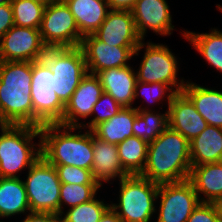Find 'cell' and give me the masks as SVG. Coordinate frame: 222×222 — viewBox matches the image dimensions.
<instances>
[{
    "label": "cell",
    "instance_id": "3957f363",
    "mask_svg": "<svg viewBox=\"0 0 222 222\" xmlns=\"http://www.w3.org/2000/svg\"><path fill=\"white\" fill-rule=\"evenodd\" d=\"M41 154L51 165H72L92 170V131L83 127L45 124L40 128Z\"/></svg>",
    "mask_w": 222,
    "mask_h": 222
},
{
    "label": "cell",
    "instance_id": "9a60e30c",
    "mask_svg": "<svg viewBox=\"0 0 222 222\" xmlns=\"http://www.w3.org/2000/svg\"><path fill=\"white\" fill-rule=\"evenodd\" d=\"M103 88L96 74L87 73L65 105L62 120L67 127H83L91 118L94 104L99 100Z\"/></svg>",
    "mask_w": 222,
    "mask_h": 222
},
{
    "label": "cell",
    "instance_id": "e0dca14e",
    "mask_svg": "<svg viewBox=\"0 0 222 222\" xmlns=\"http://www.w3.org/2000/svg\"><path fill=\"white\" fill-rule=\"evenodd\" d=\"M92 144V177L102 189H107L108 185L111 189V184L129 175L122 167L117 145L98 139L94 136L93 132Z\"/></svg>",
    "mask_w": 222,
    "mask_h": 222
},
{
    "label": "cell",
    "instance_id": "b9f144b4",
    "mask_svg": "<svg viewBox=\"0 0 222 222\" xmlns=\"http://www.w3.org/2000/svg\"><path fill=\"white\" fill-rule=\"evenodd\" d=\"M215 8H216V10L217 11H219L220 13H222V3H220V4H216V6H215Z\"/></svg>",
    "mask_w": 222,
    "mask_h": 222
},
{
    "label": "cell",
    "instance_id": "74e56055",
    "mask_svg": "<svg viewBox=\"0 0 222 222\" xmlns=\"http://www.w3.org/2000/svg\"><path fill=\"white\" fill-rule=\"evenodd\" d=\"M111 10L131 11L137 0H106Z\"/></svg>",
    "mask_w": 222,
    "mask_h": 222
},
{
    "label": "cell",
    "instance_id": "ffe728a7",
    "mask_svg": "<svg viewBox=\"0 0 222 222\" xmlns=\"http://www.w3.org/2000/svg\"><path fill=\"white\" fill-rule=\"evenodd\" d=\"M218 27H211L209 31L196 32L189 31L187 28L180 27L179 30L180 38L184 39L185 42L197 52L201 59L205 61L212 72L219 73L222 76V29ZM212 68V69H211Z\"/></svg>",
    "mask_w": 222,
    "mask_h": 222
},
{
    "label": "cell",
    "instance_id": "7a4b0ae2",
    "mask_svg": "<svg viewBox=\"0 0 222 222\" xmlns=\"http://www.w3.org/2000/svg\"><path fill=\"white\" fill-rule=\"evenodd\" d=\"M32 62L0 61V123L34 126Z\"/></svg>",
    "mask_w": 222,
    "mask_h": 222
},
{
    "label": "cell",
    "instance_id": "484cf974",
    "mask_svg": "<svg viewBox=\"0 0 222 222\" xmlns=\"http://www.w3.org/2000/svg\"><path fill=\"white\" fill-rule=\"evenodd\" d=\"M138 110L135 107H122L121 110L106 122L98 124L93 134L98 139L118 145L133 135V122Z\"/></svg>",
    "mask_w": 222,
    "mask_h": 222
},
{
    "label": "cell",
    "instance_id": "83f0119b",
    "mask_svg": "<svg viewBox=\"0 0 222 222\" xmlns=\"http://www.w3.org/2000/svg\"><path fill=\"white\" fill-rule=\"evenodd\" d=\"M168 109L138 110L133 122V135L147 141H154L167 127Z\"/></svg>",
    "mask_w": 222,
    "mask_h": 222
},
{
    "label": "cell",
    "instance_id": "d6a6232c",
    "mask_svg": "<svg viewBox=\"0 0 222 222\" xmlns=\"http://www.w3.org/2000/svg\"><path fill=\"white\" fill-rule=\"evenodd\" d=\"M121 106L110 94L103 92L99 100L94 104L90 120L83 126L92 131L98 124L106 122L120 110Z\"/></svg>",
    "mask_w": 222,
    "mask_h": 222
},
{
    "label": "cell",
    "instance_id": "603a6c76",
    "mask_svg": "<svg viewBox=\"0 0 222 222\" xmlns=\"http://www.w3.org/2000/svg\"><path fill=\"white\" fill-rule=\"evenodd\" d=\"M189 180L201 202L215 203L222 198V162L192 166Z\"/></svg>",
    "mask_w": 222,
    "mask_h": 222
},
{
    "label": "cell",
    "instance_id": "d590c367",
    "mask_svg": "<svg viewBox=\"0 0 222 222\" xmlns=\"http://www.w3.org/2000/svg\"><path fill=\"white\" fill-rule=\"evenodd\" d=\"M14 25V17L11 4L8 3L0 5V38Z\"/></svg>",
    "mask_w": 222,
    "mask_h": 222
},
{
    "label": "cell",
    "instance_id": "ba28073f",
    "mask_svg": "<svg viewBox=\"0 0 222 222\" xmlns=\"http://www.w3.org/2000/svg\"><path fill=\"white\" fill-rule=\"evenodd\" d=\"M30 212H51L60 215V187L57 170L42 156L22 176Z\"/></svg>",
    "mask_w": 222,
    "mask_h": 222
},
{
    "label": "cell",
    "instance_id": "1f68e13d",
    "mask_svg": "<svg viewBox=\"0 0 222 222\" xmlns=\"http://www.w3.org/2000/svg\"><path fill=\"white\" fill-rule=\"evenodd\" d=\"M101 190L99 185L61 184L60 214L71 207L92 200Z\"/></svg>",
    "mask_w": 222,
    "mask_h": 222
},
{
    "label": "cell",
    "instance_id": "ab89813d",
    "mask_svg": "<svg viewBox=\"0 0 222 222\" xmlns=\"http://www.w3.org/2000/svg\"><path fill=\"white\" fill-rule=\"evenodd\" d=\"M217 207L220 221L222 222V198L214 203Z\"/></svg>",
    "mask_w": 222,
    "mask_h": 222
},
{
    "label": "cell",
    "instance_id": "8d00e7d4",
    "mask_svg": "<svg viewBox=\"0 0 222 222\" xmlns=\"http://www.w3.org/2000/svg\"><path fill=\"white\" fill-rule=\"evenodd\" d=\"M20 222H61L59 214L51 212H29Z\"/></svg>",
    "mask_w": 222,
    "mask_h": 222
},
{
    "label": "cell",
    "instance_id": "7bdbcfd3",
    "mask_svg": "<svg viewBox=\"0 0 222 222\" xmlns=\"http://www.w3.org/2000/svg\"><path fill=\"white\" fill-rule=\"evenodd\" d=\"M12 0H0V5L11 3Z\"/></svg>",
    "mask_w": 222,
    "mask_h": 222
},
{
    "label": "cell",
    "instance_id": "9c48e42d",
    "mask_svg": "<svg viewBox=\"0 0 222 222\" xmlns=\"http://www.w3.org/2000/svg\"><path fill=\"white\" fill-rule=\"evenodd\" d=\"M31 100L35 127L58 124L62 120L65 104L54 91L52 71L41 60L32 62Z\"/></svg>",
    "mask_w": 222,
    "mask_h": 222
},
{
    "label": "cell",
    "instance_id": "f546056e",
    "mask_svg": "<svg viewBox=\"0 0 222 222\" xmlns=\"http://www.w3.org/2000/svg\"><path fill=\"white\" fill-rule=\"evenodd\" d=\"M103 189L90 201L71 207L60 214L61 222H99L101 216L110 207L112 198L104 199L107 195L100 197L104 193Z\"/></svg>",
    "mask_w": 222,
    "mask_h": 222
},
{
    "label": "cell",
    "instance_id": "cb8c5ba5",
    "mask_svg": "<svg viewBox=\"0 0 222 222\" xmlns=\"http://www.w3.org/2000/svg\"><path fill=\"white\" fill-rule=\"evenodd\" d=\"M73 14L82 37L94 34L106 19V0H63Z\"/></svg>",
    "mask_w": 222,
    "mask_h": 222
},
{
    "label": "cell",
    "instance_id": "836d02e7",
    "mask_svg": "<svg viewBox=\"0 0 222 222\" xmlns=\"http://www.w3.org/2000/svg\"><path fill=\"white\" fill-rule=\"evenodd\" d=\"M62 184L98 185L92 177L91 170L70 166L54 165Z\"/></svg>",
    "mask_w": 222,
    "mask_h": 222
},
{
    "label": "cell",
    "instance_id": "e575fe53",
    "mask_svg": "<svg viewBox=\"0 0 222 222\" xmlns=\"http://www.w3.org/2000/svg\"><path fill=\"white\" fill-rule=\"evenodd\" d=\"M187 222H221L214 203L200 202Z\"/></svg>",
    "mask_w": 222,
    "mask_h": 222
},
{
    "label": "cell",
    "instance_id": "5b68a950",
    "mask_svg": "<svg viewBox=\"0 0 222 222\" xmlns=\"http://www.w3.org/2000/svg\"><path fill=\"white\" fill-rule=\"evenodd\" d=\"M169 47L170 45H167L165 41L156 43L152 39L146 42L143 40L134 52L133 61L136 63L135 61L140 58V63L135 65L137 81L163 83L178 93L182 92L188 79L180 75L181 60L184 59L177 56L179 54H175Z\"/></svg>",
    "mask_w": 222,
    "mask_h": 222
},
{
    "label": "cell",
    "instance_id": "4316f807",
    "mask_svg": "<svg viewBox=\"0 0 222 222\" xmlns=\"http://www.w3.org/2000/svg\"><path fill=\"white\" fill-rule=\"evenodd\" d=\"M174 94L175 92L166 84L137 81L135 85L134 107L137 110L168 109Z\"/></svg>",
    "mask_w": 222,
    "mask_h": 222
},
{
    "label": "cell",
    "instance_id": "8fae6325",
    "mask_svg": "<svg viewBox=\"0 0 222 222\" xmlns=\"http://www.w3.org/2000/svg\"><path fill=\"white\" fill-rule=\"evenodd\" d=\"M39 31L47 48L78 47L83 39L71 10L63 0L45 6Z\"/></svg>",
    "mask_w": 222,
    "mask_h": 222
},
{
    "label": "cell",
    "instance_id": "7c38bea8",
    "mask_svg": "<svg viewBox=\"0 0 222 222\" xmlns=\"http://www.w3.org/2000/svg\"><path fill=\"white\" fill-rule=\"evenodd\" d=\"M169 4L167 0H137L131 13L142 40H148L150 33L160 38H169L174 31L179 30L173 24L174 14Z\"/></svg>",
    "mask_w": 222,
    "mask_h": 222
},
{
    "label": "cell",
    "instance_id": "30bf717a",
    "mask_svg": "<svg viewBox=\"0 0 222 222\" xmlns=\"http://www.w3.org/2000/svg\"><path fill=\"white\" fill-rule=\"evenodd\" d=\"M200 202L189 179L159 184L154 222H187Z\"/></svg>",
    "mask_w": 222,
    "mask_h": 222
},
{
    "label": "cell",
    "instance_id": "4dcf8cb0",
    "mask_svg": "<svg viewBox=\"0 0 222 222\" xmlns=\"http://www.w3.org/2000/svg\"><path fill=\"white\" fill-rule=\"evenodd\" d=\"M14 24L19 27L39 29L45 6L33 0H12Z\"/></svg>",
    "mask_w": 222,
    "mask_h": 222
},
{
    "label": "cell",
    "instance_id": "52a82bcc",
    "mask_svg": "<svg viewBox=\"0 0 222 222\" xmlns=\"http://www.w3.org/2000/svg\"><path fill=\"white\" fill-rule=\"evenodd\" d=\"M40 60L52 71L54 91L66 105L82 78L88 73L82 48H47Z\"/></svg>",
    "mask_w": 222,
    "mask_h": 222
},
{
    "label": "cell",
    "instance_id": "f35d334b",
    "mask_svg": "<svg viewBox=\"0 0 222 222\" xmlns=\"http://www.w3.org/2000/svg\"><path fill=\"white\" fill-rule=\"evenodd\" d=\"M99 222H122V220L117 213L111 207H109L101 216Z\"/></svg>",
    "mask_w": 222,
    "mask_h": 222
},
{
    "label": "cell",
    "instance_id": "7402d4cb",
    "mask_svg": "<svg viewBox=\"0 0 222 222\" xmlns=\"http://www.w3.org/2000/svg\"><path fill=\"white\" fill-rule=\"evenodd\" d=\"M29 212V201L23 179L0 177V220L6 219L9 222L12 218L20 220Z\"/></svg>",
    "mask_w": 222,
    "mask_h": 222
},
{
    "label": "cell",
    "instance_id": "d6986e66",
    "mask_svg": "<svg viewBox=\"0 0 222 222\" xmlns=\"http://www.w3.org/2000/svg\"><path fill=\"white\" fill-rule=\"evenodd\" d=\"M215 85H201L188 77L182 92L192 101L208 125L222 128V89L220 83Z\"/></svg>",
    "mask_w": 222,
    "mask_h": 222
},
{
    "label": "cell",
    "instance_id": "f1b7e54d",
    "mask_svg": "<svg viewBox=\"0 0 222 222\" xmlns=\"http://www.w3.org/2000/svg\"><path fill=\"white\" fill-rule=\"evenodd\" d=\"M148 142L136 136L128 137L117 145L123 169L129 174H141L147 159Z\"/></svg>",
    "mask_w": 222,
    "mask_h": 222
},
{
    "label": "cell",
    "instance_id": "5bb4252c",
    "mask_svg": "<svg viewBox=\"0 0 222 222\" xmlns=\"http://www.w3.org/2000/svg\"><path fill=\"white\" fill-rule=\"evenodd\" d=\"M46 49L39 29L14 25L0 38V61H37Z\"/></svg>",
    "mask_w": 222,
    "mask_h": 222
},
{
    "label": "cell",
    "instance_id": "6da1fadb",
    "mask_svg": "<svg viewBox=\"0 0 222 222\" xmlns=\"http://www.w3.org/2000/svg\"><path fill=\"white\" fill-rule=\"evenodd\" d=\"M189 141L169 126L148 144L141 176L162 184L189 179L191 172Z\"/></svg>",
    "mask_w": 222,
    "mask_h": 222
},
{
    "label": "cell",
    "instance_id": "4fadbf2b",
    "mask_svg": "<svg viewBox=\"0 0 222 222\" xmlns=\"http://www.w3.org/2000/svg\"><path fill=\"white\" fill-rule=\"evenodd\" d=\"M80 47L85 56L87 72L97 75L106 69L132 64L138 46H110L91 34L83 37Z\"/></svg>",
    "mask_w": 222,
    "mask_h": 222
},
{
    "label": "cell",
    "instance_id": "ac0fdd59",
    "mask_svg": "<svg viewBox=\"0 0 222 222\" xmlns=\"http://www.w3.org/2000/svg\"><path fill=\"white\" fill-rule=\"evenodd\" d=\"M168 123L172 130L179 132L189 142L208 126L183 92L175 93L171 99L168 107Z\"/></svg>",
    "mask_w": 222,
    "mask_h": 222
},
{
    "label": "cell",
    "instance_id": "2e32d148",
    "mask_svg": "<svg viewBox=\"0 0 222 222\" xmlns=\"http://www.w3.org/2000/svg\"><path fill=\"white\" fill-rule=\"evenodd\" d=\"M104 43L112 46H139V36L131 11L109 10L106 19L94 33Z\"/></svg>",
    "mask_w": 222,
    "mask_h": 222
},
{
    "label": "cell",
    "instance_id": "277c9868",
    "mask_svg": "<svg viewBox=\"0 0 222 222\" xmlns=\"http://www.w3.org/2000/svg\"><path fill=\"white\" fill-rule=\"evenodd\" d=\"M41 156L40 128L13 124L0 126V177L22 178V174Z\"/></svg>",
    "mask_w": 222,
    "mask_h": 222
},
{
    "label": "cell",
    "instance_id": "d4e9b609",
    "mask_svg": "<svg viewBox=\"0 0 222 222\" xmlns=\"http://www.w3.org/2000/svg\"><path fill=\"white\" fill-rule=\"evenodd\" d=\"M189 147L192 166L222 162V128L208 125Z\"/></svg>",
    "mask_w": 222,
    "mask_h": 222
},
{
    "label": "cell",
    "instance_id": "44dd1931",
    "mask_svg": "<svg viewBox=\"0 0 222 222\" xmlns=\"http://www.w3.org/2000/svg\"><path fill=\"white\" fill-rule=\"evenodd\" d=\"M130 64L125 67L110 68L100 71L103 92L110 94L121 107H134L135 85L137 74L135 66Z\"/></svg>",
    "mask_w": 222,
    "mask_h": 222
},
{
    "label": "cell",
    "instance_id": "60d3db41",
    "mask_svg": "<svg viewBox=\"0 0 222 222\" xmlns=\"http://www.w3.org/2000/svg\"><path fill=\"white\" fill-rule=\"evenodd\" d=\"M33 1L39 2V3L43 4L44 6H49V5L56 3L60 0H33Z\"/></svg>",
    "mask_w": 222,
    "mask_h": 222
},
{
    "label": "cell",
    "instance_id": "8992f818",
    "mask_svg": "<svg viewBox=\"0 0 222 222\" xmlns=\"http://www.w3.org/2000/svg\"><path fill=\"white\" fill-rule=\"evenodd\" d=\"M116 184L110 207L122 222H154L159 184L140 174L128 175ZM117 190V191H116Z\"/></svg>",
    "mask_w": 222,
    "mask_h": 222
}]
</instances>
